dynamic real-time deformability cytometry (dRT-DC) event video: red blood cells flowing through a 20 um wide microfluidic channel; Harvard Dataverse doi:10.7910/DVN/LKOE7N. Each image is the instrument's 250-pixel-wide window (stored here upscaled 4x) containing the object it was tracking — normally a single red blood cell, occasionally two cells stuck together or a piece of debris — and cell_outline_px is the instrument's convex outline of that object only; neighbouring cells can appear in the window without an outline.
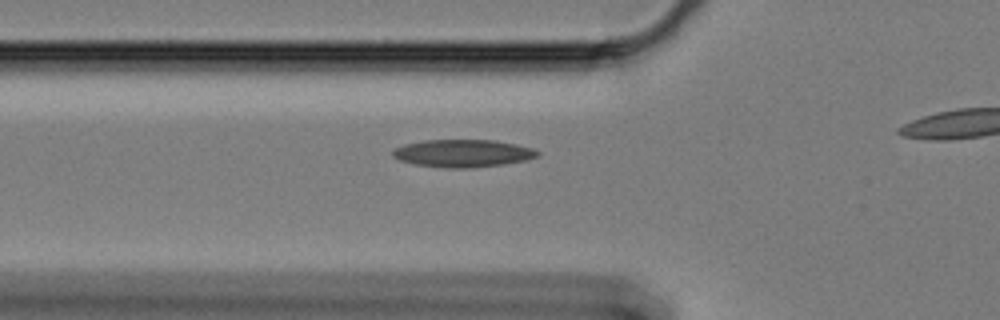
{"species": "Egyptian fruit bat (a non-hibernating species)", "species_latin": "Rousettus aegyptiacus", "temperature_condition": "cold", "stored_images_in_passage": 32, "camera_frame_rate_fps": 3000, "um_per_image_px": 0.085, "animal": {"sex": "female"}, "frame": {"image": 1, "passage_image": 3, "time_ms": 0.667, "image_size_px": [1000, 320], "cell_outline_px": [[540, 156], [528, 160], [504, 164], [468, 168], [448, 168], [416, 164], [400, 160], [392, 156], [392, 152], [396, 148], [404, 144], [424, 140], [496, 140], [516, 144], [532, 148], [540, 152]], "centroid_in_image_um": [39.39, 13.02], "position_along_channel_um": 86.4, "area_um2": 23.29}}
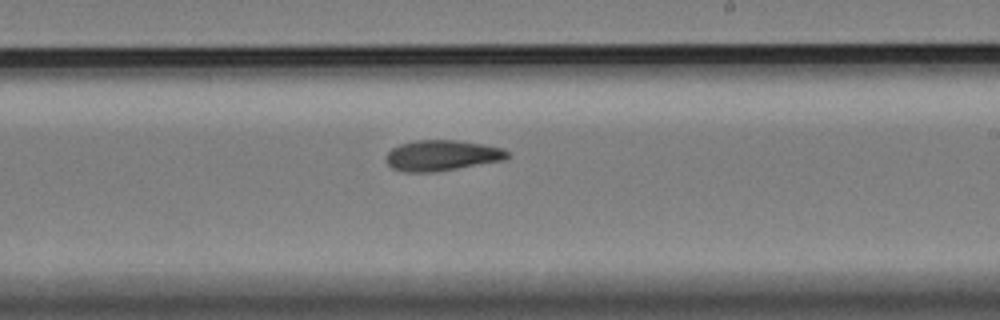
{"frame": {"image": 2, "passage_image": 18, "time_ms": 5.667, "image_size_px": [1000, 320], "cell_outline_px": [[512, 156], [504, 160], [436, 172], [404, 172], [392, 168], [388, 164], [388, 152], [392, 148], [400, 144], [416, 140], [456, 140], [484, 144], [504, 148]], "centroid_in_image_um": [37.61, 13.21], "position_along_channel_um": 251.4, "area_um2": 21.73}}
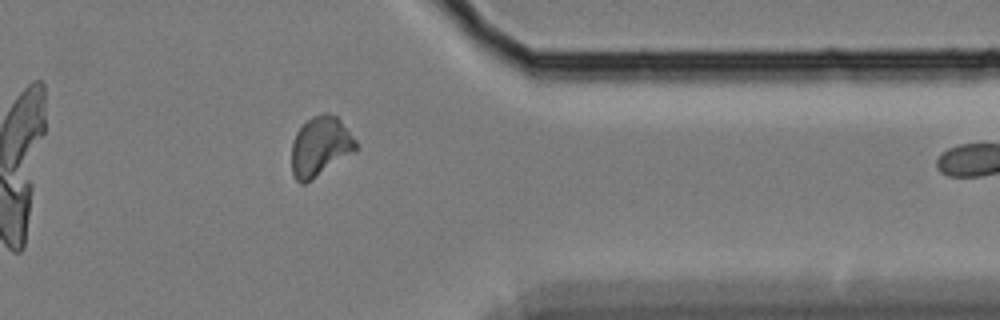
{"frame": {"image": 3, "passage_image": 31, "time_ms": 10.0, "image_size_px": [1000, 320], "cell_outline_px": [[356, 152], [304, 184], [300, 184], [292, 176], [292, 140], [296, 132], [312, 116], [324, 112], [328, 112], [336, 116], [340, 120], [356, 140]], "centroid_in_image_um": [27.22, 12.45], "position_along_channel_um": 384.2, "area_um2": 22.43}}